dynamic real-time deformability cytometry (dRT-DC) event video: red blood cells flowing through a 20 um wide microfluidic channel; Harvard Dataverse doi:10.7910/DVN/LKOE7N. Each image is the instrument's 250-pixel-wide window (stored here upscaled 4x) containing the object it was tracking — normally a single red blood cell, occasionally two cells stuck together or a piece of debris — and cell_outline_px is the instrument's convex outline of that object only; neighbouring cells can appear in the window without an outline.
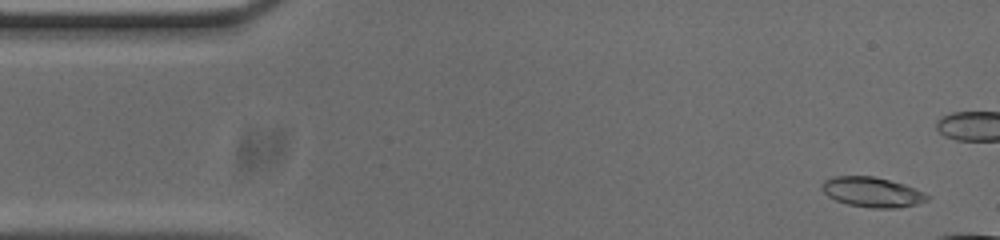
{"species": "common noctule bat (a hibernating species)", "species_latin": "Nyctalus noctula", "temperature_condition": "cold", "stored_images_in_passage": 15, "camera_frame_rate_fps": 3000, "um_per_image_px": 0.085, "animal": {"sex": "male", "body_mass_g": 20.0, "forearm_length_mm": 53.3}, "frame": {"image": 1, "passage_image": 3, "time_ms": 0.667, "image_size_px": [1000, 240], "cell_outline_px": [[932, 196], [928, 200], [916, 204], [900, 208], [872, 208], [848, 204], [836, 200], [828, 196], [820, 188], [820, 184], [824, 180], [836, 176], [872, 176], [904, 184], [924, 192]], "centroid_in_image_um": [74.14, 16.33], "position_along_channel_um": 10.9, "area_um2": 18.44}}